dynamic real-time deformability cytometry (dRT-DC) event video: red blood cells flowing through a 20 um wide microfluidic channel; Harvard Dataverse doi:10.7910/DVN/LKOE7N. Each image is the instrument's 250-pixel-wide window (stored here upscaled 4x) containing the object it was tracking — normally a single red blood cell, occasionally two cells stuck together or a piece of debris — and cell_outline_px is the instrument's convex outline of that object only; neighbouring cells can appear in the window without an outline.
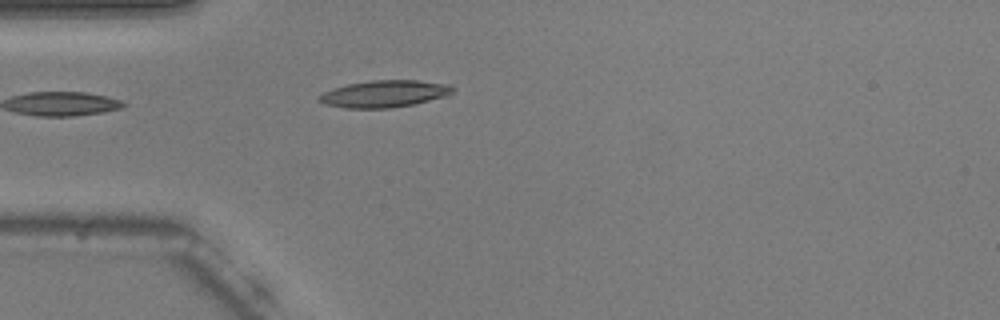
{"species": "common noctule bat (a hibernating species)", "species_latin": "Nyctalus noctula", "temperature_condition": "warm", "stored_images_in_passage": 16, "camera_frame_rate_fps": 3000, "um_per_image_px": 0.085, "animal": {"sex": "male", "body_mass_g": 20.5, "forearm_length_mm": 52.5}, "frame": {"image": 1, "passage_image": 1, "time_ms": 0.0, "image_size_px": [1000, 320], "cell_outline_px": [[456, 88], [452, 92], [444, 96], [412, 104], [388, 108], [344, 108], [324, 104], [316, 96], [332, 88], [348, 84], [372, 80], [416, 80], [448, 84]], "centroid_in_image_um": [32.63, 7.96], "position_along_channel_um": 52.4, "area_um2": 20.81}}
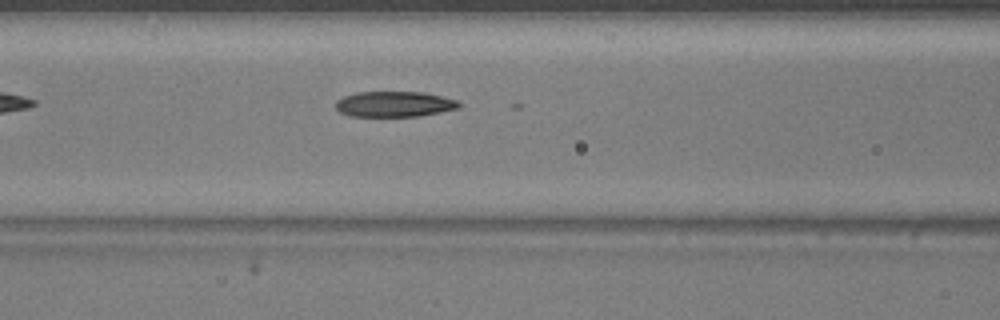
{"frame": {"image": 2, "passage_image": 8, "time_ms": 2.333, "image_size_px": [1000, 320], "cell_outline_px": [[460, 108], [420, 116], [348, 116], [340, 112], [336, 108], [336, 100], [344, 96], [356, 92], [424, 92], [460, 100]], "centroid_in_image_um": [33.54, 8.84], "position_along_channel_um": 133.1, "area_um2": 18.5}}
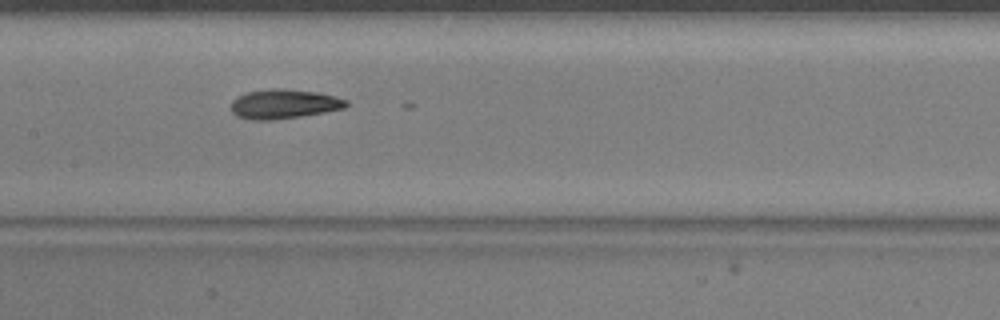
{"frame": {"image": 3, "passage_image": 12, "time_ms": 3.667, "image_size_px": [1000, 320], "cell_outline_px": [[348, 104], [344, 108], [324, 112], [300, 116], [272, 120], [252, 120], [236, 116], [232, 112], [232, 100], [248, 92], [272, 88], [284, 88], [316, 92], [336, 96], [348, 100]], "centroid_in_image_um": [24.15, 8.84], "position_along_channel_um": 183.3, "area_um2": 19.65}}